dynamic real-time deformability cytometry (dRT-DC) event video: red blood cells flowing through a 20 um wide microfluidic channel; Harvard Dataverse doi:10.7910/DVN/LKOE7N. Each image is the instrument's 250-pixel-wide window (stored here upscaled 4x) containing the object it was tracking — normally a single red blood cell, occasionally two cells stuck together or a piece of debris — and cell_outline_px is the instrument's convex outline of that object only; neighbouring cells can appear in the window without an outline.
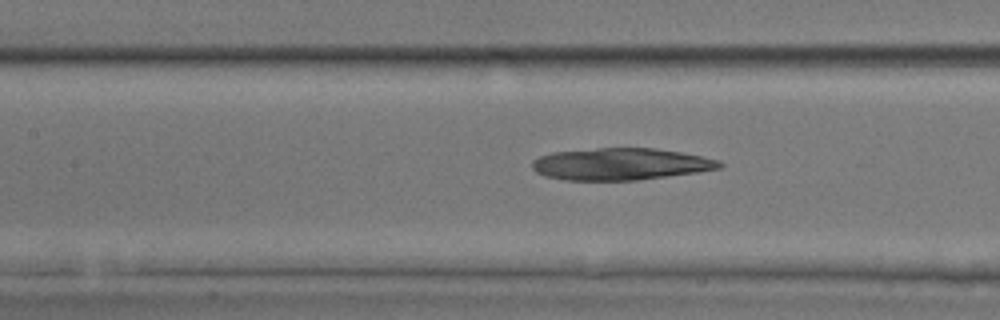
{"species": "common noctule bat (a hibernating species)", "species_latin": "Nyctalus noctula", "temperature_condition": "room temperature", "stored_images_in_passage": 41, "camera_frame_rate_fps": 3000, "um_per_image_px": 0.085, "animal": {"sex": "male", "body_mass_g": 17.9, "forearm_length_mm": 54.2}, "frame": {"image": 1, "passage_image": 12, "time_ms": 3.667, "image_size_px": [1000, 320], "cell_outline_px": [[724, 164], [720, 168], [696, 172], [668, 176], [636, 180], [564, 180], [544, 176], [536, 172], [532, 168], [532, 160], [540, 156], [552, 152], [596, 148], [656, 148], [680, 152], [720, 160]], "centroid_in_image_um": [52.72, 13.94], "position_along_channel_um": 154.7, "area_um2": 34.85}}
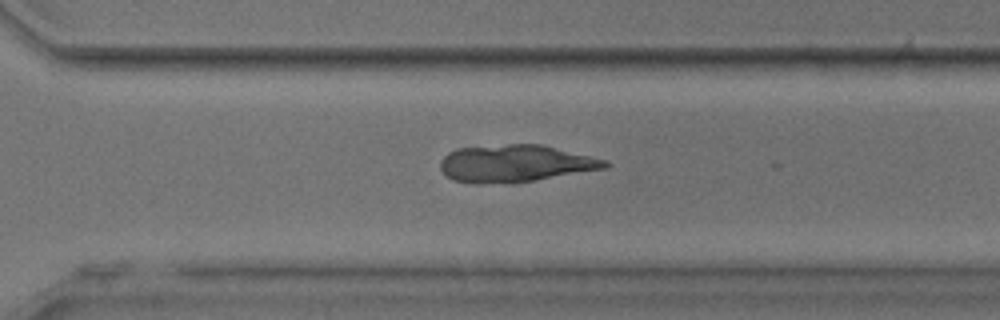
{"frame": {"image": 2, "passage_image": 25, "time_ms": 8.0, "image_size_px": [1000, 320], "cell_outline_px": [[608, 168], [512, 184], [468, 184], [452, 180], [440, 168], [440, 160], [448, 152], [460, 148], [508, 144], [540, 144], [608, 160]], "centroid_in_image_um": [43.79, 13.92], "position_along_channel_um": 326.8, "area_um2": 36.07}}
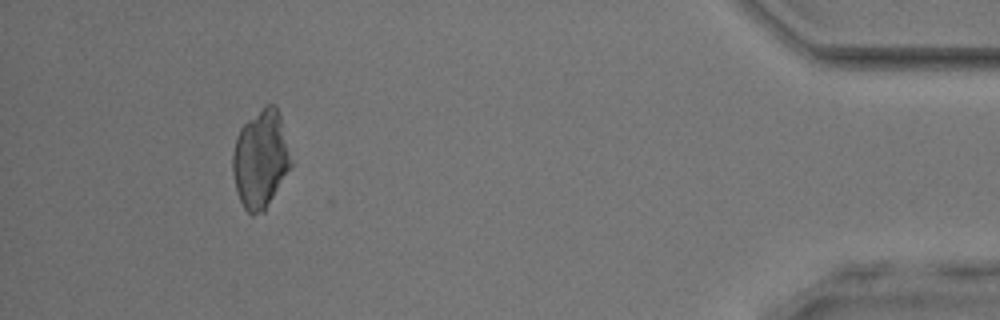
{"frame": {"image": 3, "passage_image": 36, "time_ms": 11.667, "image_size_px": [1000, 320], "cell_outline_px": [[292, 168], [264, 212], [252, 216], [244, 208], [236, 192], [232, 172], [232, 152], [236, 136], [240, 128], [248, 120], [268, 104], [276, 104], [280, 116], [292, 164]], "centroid_in_image_um": [22.14, 13.58], "position_along_channel_um": 413.1, "area_um2": 33.41}}